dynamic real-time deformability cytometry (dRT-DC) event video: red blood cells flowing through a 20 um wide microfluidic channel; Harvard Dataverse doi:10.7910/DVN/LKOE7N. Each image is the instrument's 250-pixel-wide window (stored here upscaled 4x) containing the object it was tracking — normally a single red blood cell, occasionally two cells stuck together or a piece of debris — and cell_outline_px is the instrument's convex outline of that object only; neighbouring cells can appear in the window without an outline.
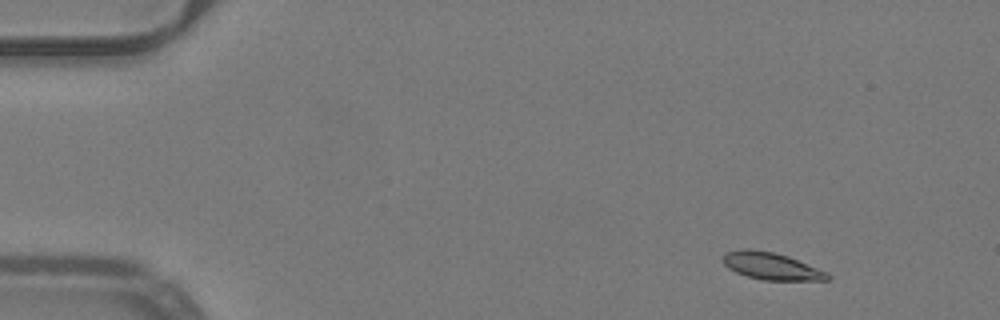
{"species": "common noctule bat (a hibernating species)", "species_latin": "Nyctalus noctula", "temperature_condition": "warm", "stored_images_in_passage": 48, "camera_frame_rate_fps": 3000, "um_per_image_px": 0.085, "animal": {"sex": "male", "body_mass_g": 19.2, "forearm_length_mm": 51.8}, "frame": {"image": 1, "passage_image": 2, "time_ms": 0.333, "image_size_px": [1000, 320], "cell_outline_px": [[832, 276], [828, 280], [764, 280], [748, 276], [736, 272], [728, 268], [724, 264], [724, 256], [728, 252], [740, 248], [752, 248], [772, 252], [788, 256], [828, 272]], "centroid_in_image_um": [65.59, 22.61], "position_along_channel_um": 19.4, "area_um2": 16.47}}
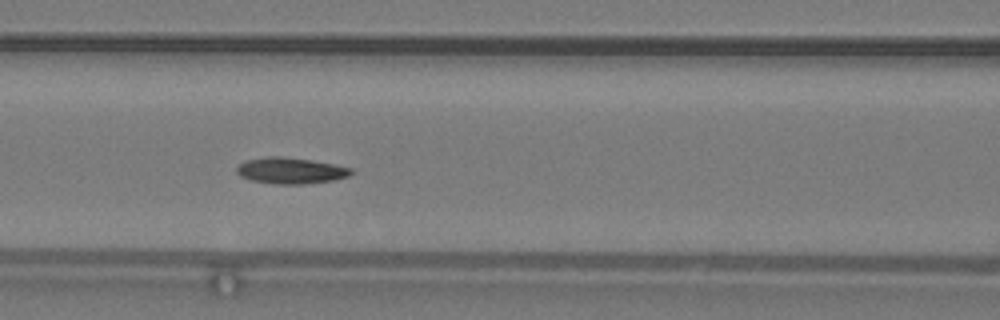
{"frame": {"image": 2, "passage_image": 19, "time_ms": 6.0, "image_size_px": [1000, 320], "cell_outline_px": [[356, 172], [348, 176], [336, 180], [304, 184], [276, 184], [252, 180], [240, 176], [236, 172], [236, 168], [244, 160], [268, 156], [280, 156], [312, 160], [352, 168]], "centroid_in_image_um": [24.72, 14.5], "position_along_channel_um": 141.9, "area_um2": 17.57}}
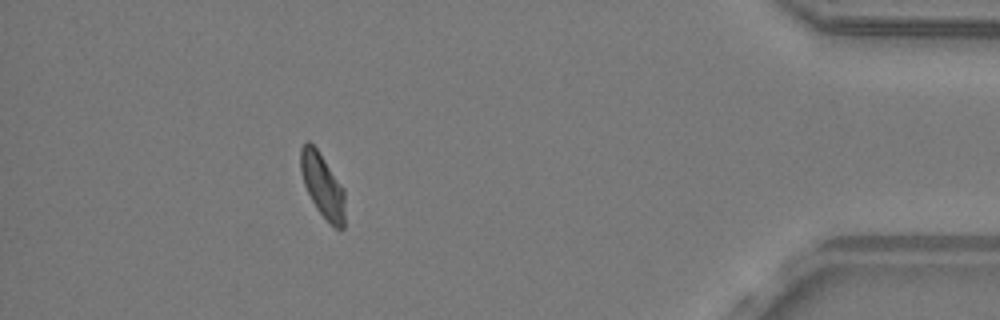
{"frame": {"image": 3, "passage_image": 43, "time_ms": 14.0, "image_size_px": [1000, 320], "cell_outline_px": [[344, 228], [336, 228], [316, 208], [304, 184], [300, 168], [300, 148], [304, 140], [308, 140], [316, 148], [344, 188]], "centroid_in_image_um": [27.4, 15.72], "position_along_channel_um": 407.8, "area_um2": 16.24}, "authors_computed_cell_mechanics": {"area_um2": 16.9065, "velocity_mm_per_s": 3.9765, "shape_relaxation_time_tau1_ms": 8.6787, "shape_relaxation_time_tau2_ms": 10.2131, "deformation_change_tau1": 0.1956, "deformation_change_tau2": 0.1178}}